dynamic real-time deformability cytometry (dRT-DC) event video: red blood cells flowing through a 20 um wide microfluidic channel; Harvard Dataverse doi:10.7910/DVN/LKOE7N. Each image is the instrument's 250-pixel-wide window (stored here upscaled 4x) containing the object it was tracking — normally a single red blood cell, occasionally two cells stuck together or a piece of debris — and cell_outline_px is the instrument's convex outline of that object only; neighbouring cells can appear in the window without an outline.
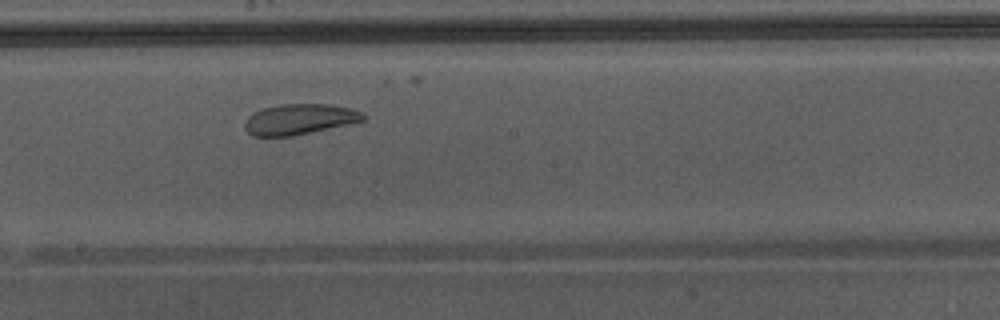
{"species": "Egyptian fruit bat (a non-hibernating species)", "species_latin": "Rousettus aegyptiacus", "temperature_condition": "warm", "stored_images_in_passage": 27, "camera_frame_rate_fps": 3000, "um_per_image_px": 0.085, "animal": {"sex": "male"}, "frame": {"image": 1, "passage_image": 15, "time_ms": 4.667, "image_size_px": [1000, 320], "cell_outline_px": [[364, 120], [348, 124], [292, 136], [252, 136], [244, 128], [244, 120], [252, 112], [260, 108], [280, 104], [328, 104], [348, 108], [360, 112], [364, 116]], "centroid_in_image_um": [25.35, 10.13], "position_along_channel_um": 222.8, "area_um2": 21.04}}